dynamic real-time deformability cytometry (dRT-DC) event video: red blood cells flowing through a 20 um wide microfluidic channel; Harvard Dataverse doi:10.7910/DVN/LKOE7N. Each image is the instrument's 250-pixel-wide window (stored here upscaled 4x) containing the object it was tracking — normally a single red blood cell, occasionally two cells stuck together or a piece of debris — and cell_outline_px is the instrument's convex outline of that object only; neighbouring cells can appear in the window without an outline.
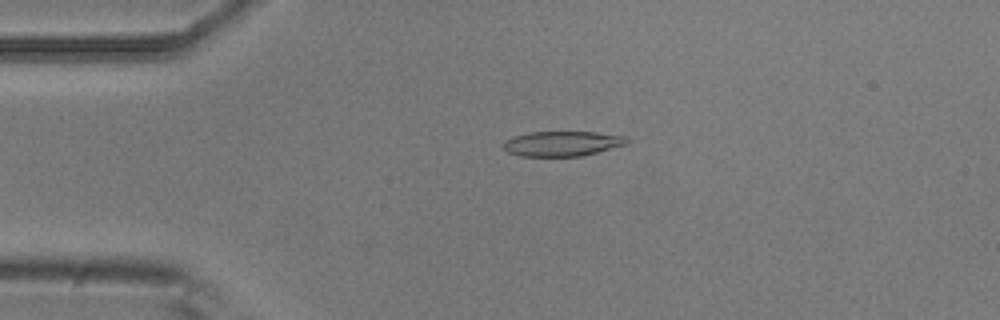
{"species": "common noctule bat (a hibernating species)", "species_latin": "Nyctalus noctula", "temperature_condition": "room temperature", "stored_images_in_passage": 6, "camera_frame_rate_fps": 3000, "um_per_image_px": 0.085, "animal": {"sex": "male", "body_mass_g": 20.5, "forearm_length_mm": 52.5}, "frame": {"image": 1, "passage_image": 4, "time_ms": 1.0, "image_size_px": [1000, 320], "cell_outline_px": [[628, 144], [580, 156], [520, 156], [508, 152], [500, 144], [504, 140], [528, 132], [596, 132], [628, 136]], "centroid_in_image_um": [47.78, 12.2], "position_along_channel_um": 37.2, "area_um2": 18.03}}
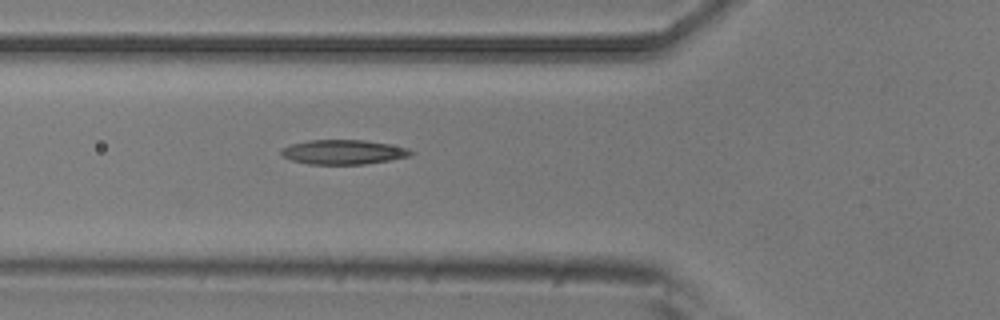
{"frame": {"image": 2, "passage_image": 6, "time_ms": 1.667, "image_size_px": [1000, 320], "cell_outline_px": [[416, 152], [408, 156], [388, 160], [364, 164], [308, 164], [292, 160], [280, 156], [280, 152], [284, 148], [292, 144], [312, 140], [364, 140], [388, 144], [408, 148]], "centroid_in_image_um": [29.18, 12.93], "position_along_channel_um": 96.6, "area_um2": 18.32}}